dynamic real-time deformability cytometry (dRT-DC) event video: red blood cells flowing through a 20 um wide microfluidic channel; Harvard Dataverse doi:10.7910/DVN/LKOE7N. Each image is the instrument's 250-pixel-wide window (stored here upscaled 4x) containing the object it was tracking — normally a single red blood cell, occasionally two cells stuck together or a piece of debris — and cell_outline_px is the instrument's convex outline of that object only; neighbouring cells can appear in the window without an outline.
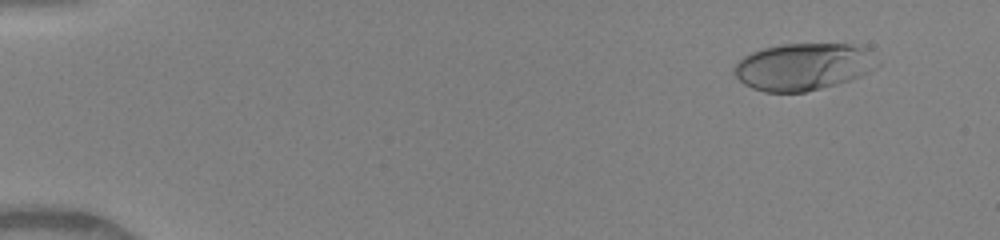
{"species": "human", "species_latin": "Homo sapiens", "temperature_condition": "warm", "stored_images_in_passage": 50, "camera_frame_rate_fps": 3000, "um_per_image_px": 0.085, "donor": {"sex": "female"}, "frame": {"image": 1, "passage_image": 5, "time_ms": 1.333, "image_size_px": [1000, 240], "cell_outline_px": [[872, 68], [868, 72], [860, 76], [836, 84], [804, 92], [764, 92], [752, 88], [744, 84], [732, 72], [732, 68], [744, 56], [752, 52], [764, 48], [784, 44], [852, 44], [868, 48]], "centroid_in_image_um": [68.17, 5.67], "position_along_channel_um": 16.8, "area_um2": 38.55}}
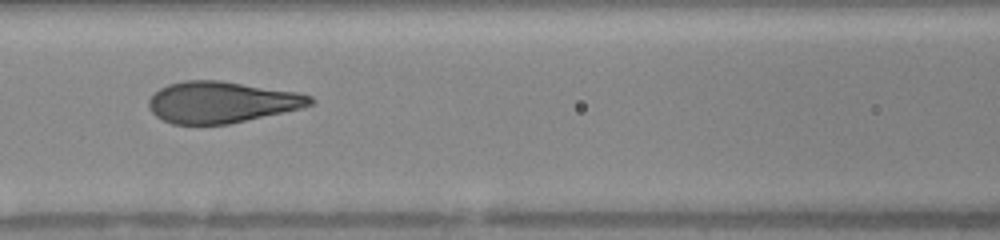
{"frame": {"image": 2, "passage_image": 24, "time_ms": 7.667, "image_size_px": [1000, 240], "cell_outline_px": [[316, 100], [312, 104], [300, 108], [228, 124], [172, 124], [156, 116], [148, 108], [148, 100], [160, 88], [168, 84], [184, 80], [220, 80], [296, 92], [312, 96]], "centroid_in_image_um": [18.8, 8.68], "position_along_channel_um": 147.8, "area_um2": 38.67}}
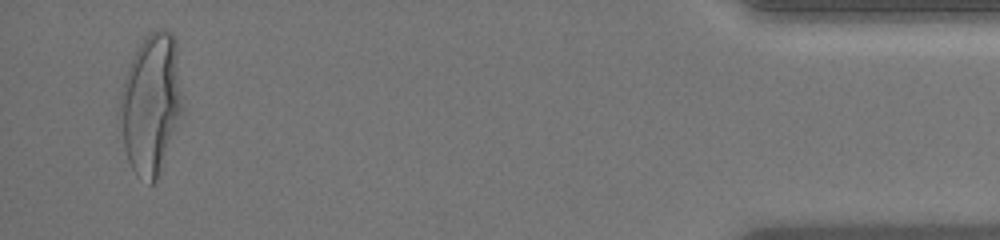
{"frame": {"image": 3, "passage_image": 49, "time_ms": 16.0, "image_size_px": [1000, 240], "cell_outline_px": [[184, 116], [156, 180], [152, 184], [148, 184], [136, 176], [128, 160], [124, 144], [120, 108], [120, 96], [124, 80], [132, 56], [148, 32], [156, 28], [164, 28], [172, 32], [176, 40], [184, 108]], "centroid_in_image_um": [12.9, 8.81], "position_along_channel_um": 422.3, "area_um2": 51.9}, "authors_computed_cell_mechanics": {"area_um2": 40.1132, "velocity_mm_per_s": 4.0831, "shape_relaxation_time_tau1_ms": 4.1333, "shape_relaxation_time_tau2_ms": null, "deformation_change_tau1": 0.2247, "deformation_change_tau2": null}}